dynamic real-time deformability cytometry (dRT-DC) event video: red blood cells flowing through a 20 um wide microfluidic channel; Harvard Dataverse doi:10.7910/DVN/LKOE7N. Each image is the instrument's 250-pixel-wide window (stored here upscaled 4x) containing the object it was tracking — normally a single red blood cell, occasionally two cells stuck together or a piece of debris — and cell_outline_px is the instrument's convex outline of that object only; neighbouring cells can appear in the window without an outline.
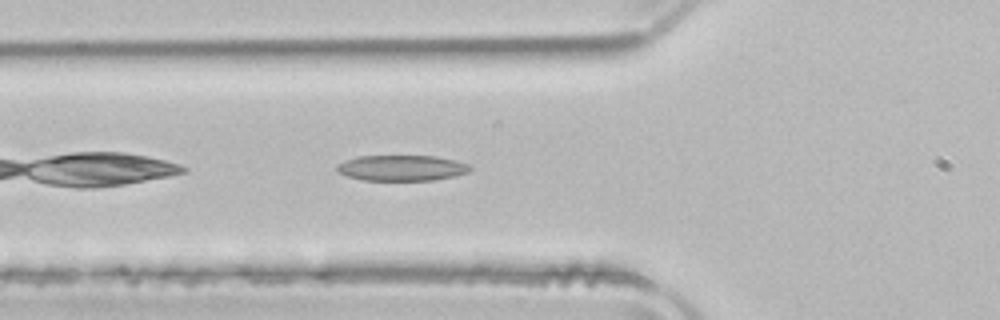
{"species": "common noctule bat (a hibernating species)", "species_latin": "Nyctalus noctula", "temperature_condition": "room temperature", "stored_images_in_passage": 36, "camera_frame_rate_fps": 3000, "um_per_image_px": 0.085, "animal": {"sex": "male", "body_mass_g": 21.5, "forearm_length_mm": 52.0}, "frame": {"image": 1, "passage_image": 3, "time_ms": 0.667, "image_size_px": [1000, 320], "cell_outline_px": [[472, 168], [468, 172], [456, 176], [432, 180], [364, 180], [348, 176], [340, 172], [336, 168], [336, 164], [344, 160], [360, 156], [436, 156], [456, 160], [468, 164]], "centroid_in_image_um": [34.17, 14.27], "position_along_channel_um": 91.6, "area_um2": 19.88}}
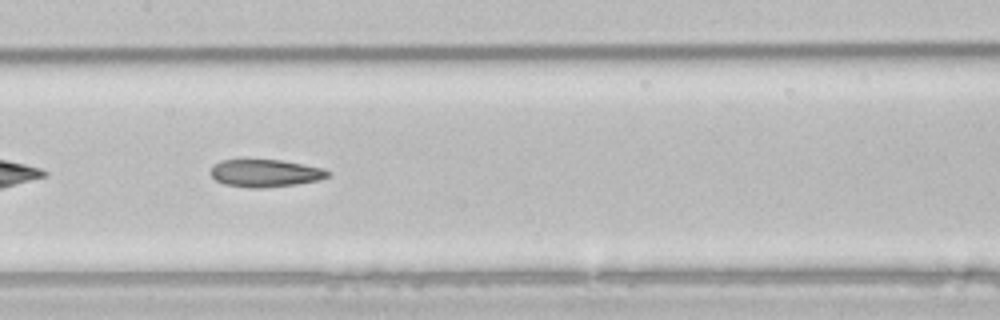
{"frame": {"image": 2, "passage_image": 10, "time_ms": 3.0, "image_size_px": [1000, 320], "cell_outline_px": [[328, 176], [316, 180], [296, 184], [264, 188], [248, 188], [224, 184], [216, 180], [212, 176], [212, 168], [220, 160], [280, 160], [324, 168], [328, 172]], "centroid_in_image_um": [22.53, 14.72], "position_along_channel_um": 184.9, "area_um2": 18.5}}
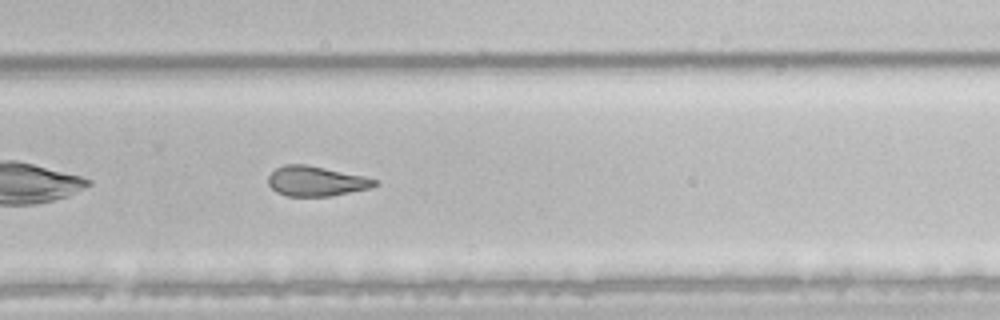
{"frame": {"image": 3, "passage_image": 19, "time_ms": 6.0, "image_size_px": [1000, 320], "cell_outline_px": [[380, 184], [372, 188], [328, 196], [288, 196], [276, 192], [268, 184], [268, 176], [276, 168], [284, 164], [304, 164], [364, 176], [376, 180]], "centroid_in_image_um": [26.86, 15.4], "position_along_channel_um": 302.9, "area_um2": 18.5}, "authors_computed_cell_mechanics": {"area_um2": 20.0277, "velocity_mm_per_s": 3.9507, "shape_relaxation_time_tau1_ms": 7.7055, "shape_relaxation_time_tau2_ms": 5.114, "deformation_change_tau1": 0.2029, "deformation_change_tau2": 0.155}}